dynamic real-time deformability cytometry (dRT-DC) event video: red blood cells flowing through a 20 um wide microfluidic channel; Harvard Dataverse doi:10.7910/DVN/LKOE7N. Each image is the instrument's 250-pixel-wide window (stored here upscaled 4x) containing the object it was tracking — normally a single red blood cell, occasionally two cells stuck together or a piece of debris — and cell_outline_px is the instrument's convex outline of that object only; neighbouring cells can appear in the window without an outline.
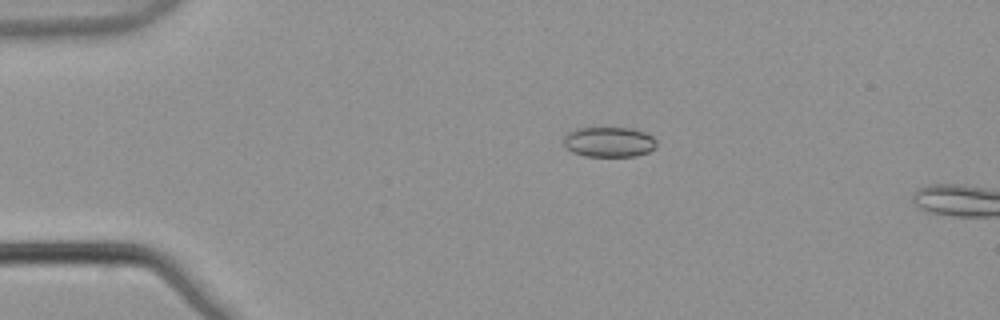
{"species": "common noctule bat (a hibernating species)", "species_latin": "Nyctalus noctula", "temperature_condition": "warm", "stored_images_in_passage": 4, "camera_frame_rate_fps": 3000, "um_per_image_px": 0.085, "animal": {"sex": "male", "body_mass_g": 21.5, "forearm_length_mm": 52.0}, "frame": {"image": 1, "passage_image": 2, "time_ms": 0.333, "image_size_px": [1000, 320], "cell_outline_px": [[656, 148], [648, 152], [636, 156], [584, 156], [572, 152], [564, 144], [564, 136], [568, 132], [576, 128], [632, 128], [644, 132], [652, 136], [656, 140]], "centroid_in_image_um": [51.78, 12.07], "position_along_channel_um": 33.2, "area_um2": 16.36}}
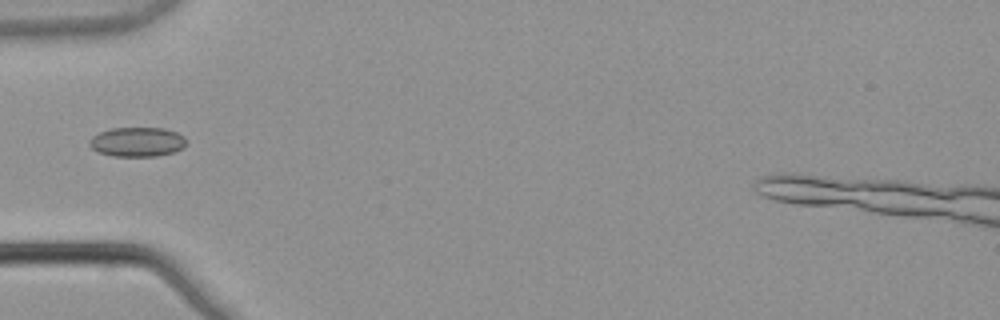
{"frame": {"image": 2, "passage_image": 4, "time_ms": 1.0, "image_size_px": [1000, 320], "cell_outline_px": [[188, 144], [184, 148], [176, 152], [156, 156], [112, 156], [96, 152], [88, 144], [88, 140], [92, 136], [100, 132], [112, 128], [164, 128], [176, 132], [184, 136]], "centroid_in_image_um": [11.68, 12.07], "position_along_channel_um": 73.3, "area_um2": 16.94}}